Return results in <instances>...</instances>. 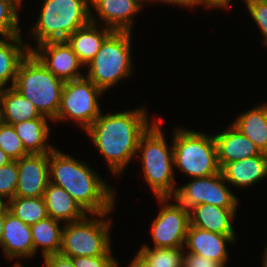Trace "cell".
<instances>
[{
	"instance_id": "obj_1",
	"label": "cell",
	"mask_w": 267,
	"mask_h": 267,
	"mask_svg": "<svg viewBox=\"0 0 267 267\" xmlns=\"http://www.w3.org/2000/svg\"><path fill=\"white\" fill-rule=\"evenodd\" d=\"M148 111L144 106L133 110L103 114L85 130L94 147L104 157L110 174L120 177L136 157L141 135L150 127Z\"/></svg>"
},
{
	"instance_id": "obj_2",
	"label": "cell",
	"mask_w": 267,
	"mask_h": 267,
	"mask_svg": "<svg viewBox=\"0 0 267 267\" xmlns=\"http://www.w3.org/2000/svg\"><path fill=\"white\" fill-rule=\"evenodd\" d=\"M49 182L62 187L88 214L112 212L116 188L90 165L54 148L49 153Z\"/></svg>"
},
{
	"instance_id": "obj_3",
	"label": "cell",
	"mask_w": 267,
	"mask_h": 267,
	"mask_svg": "<svg viewBox=\"0 0 267 267\" xmlns=\"http://www.w3.org/2000/svg\"><path fill=\"white\" fill-rule=\"evenodd\" d=\"M161 122L162 120L157 118L141 135L136 154L142 164L143 178L156 198L173 197L177 191L173 143L169 146L165 140Z\"/></svg>"
},
{
	"instance_id": "obj_4",
	"label": "cell",
	"mask_w": 267,
	"mask_h": 267,
	"mask_svg": "<svg viewBox=\"0 0 267 267\" xmlns=\"http://www.w3.org/2000/svg\"><path fill=\"white\" fill-rule=\"evenodd\" d=\"M64 83L30 51L18 66L13 87L31 101L41 115L54 121L60 108Z\"/></svg>"
},
{
	"instance_id": "obj_5",
	"label": "cell",
	"mask_w": 267,
	"mask_h": 267,
	"mask_svg": "<svg viewBox=\"0 0 267 267\" xmlns=\"http://www.w3.org/2000/svg\"><path fill=\"white\" fill-rule=\"evenodd\" d=\"M39 17L32 26L35 46L48 41L66 40L91 21L90 0H42Z\"/></svg>"
},
{
	"instance_id": "obj_6",
	"label": "cell",
	"mask_w": 267,
	"mask_h": 267,
	"mask_svg": "<svg viewBox=\"0 0 267 267\" xmlns=\"http://www.w3.org/2000/svg\"><path fill=\"white\" fill-rule=\"evenodd\" d=\"M132 32L113 31L96 56L85 66V77L104 93L133 75ZM116 84V85H115Z\"/></svg>"
},
{
	"instance_id": "obj_7",
	"label": "cell",
	"mask_w": 267,
	"mask_h": 267,
	"mask_svg": "<svg viewBox=\"0 0 267 267\" xmlns=\"http://www.w3.org/2000/svg\"><path fill=\"white\" fill-rule=\"evenodd\" d=\"M176 128L171 141L174 169L189 178L207 177L221 172L213 135L182 126Z\"/></svg>"
},
{
	"instance_id": "obj_8",
	"label": "cell",
	"mask_w": 267,
	"mask_h": 267,
	"mask_svg": "<svg viewBox=\"0 0 267 267\" xmlns=\"http://www.w3.org/2000/svg\"><path fill=\"white\" fill-rule=\"evenodd\" d=\"M112 212L88 214L80 220L63 224L60 254L75 258L113 255L110 235Z\"/></svg>"
},
{
	"instance_id": "obj_9",
	"label": "cell",
	"mask_w": 267,
	"mask_h": 267,
	"mask_svg": "<svg viewBox=\"0 0 267 267\" xmlns=\"http://www.w3.org/2000/svg\"><path fill=\"white\" fill-rule=\"evenodd\" d=\"M104 92L86 77L64 83L61 104L53 122L74 121L85 131L101 114L98 98Z\"/></svg>"
},
{
	"instance_id": "obj_10",
	"label": "cell",
	"mask_w": 267,
	"mask_h": 267,
	"mask_svg": "<svg viewBox=\"0 0 267 267\" xmlns=\"http://www.w3.org/2000/svg\"><path fill=\"white\" fill-rule=\"evenodd\" d=\"M173 198L188 210L199 204L229 209H237L239 205V198L227 186L221 172L207 177L191 178L187 184L177 187Z\"/></svg>"
},
{
	"instance_id": "obj_11",
	"label": "cell",
	"mask_w": 267,
	"mask_h": 267,
	"mask_svg": "<svg viewBox=\"0 0 267 267\" xmlns=\"http://www.w3.org/2000/svg\"><path fill=\"white\" fill-rule=\"evenodd\" d=\"M173 202L170 203L169 201ZM160 208L151 221L153 248L184 247L190 225L189 210L173 197H157Z\"/></svg>"
},
{
	"instance_id": "obj_12",
	"label": "cell",
	"mask_w": 267,
	"mask_h": 267,
	"mask_svg": "<svg viewBox=\"0 0 267 267\" xmlns=\"http://www.w3.org/2000/svg\"><path fill=\"white\" fill-rule=\"evenodd\" d=\"M28 49L50 72L64 82L85 77L80 71L84 65L66 40L48 41L35 47L28 44Z\"/></svg>"
},
{
	"instance_id": "obj_13",
	"label": "cell",
	"mask_w": 267,
	"mask_h": 267,
	"mask_svg": "<svg viewBox=\"0 0 267 267\" xmlns=\"http://www.w3.org/2000/svg\"><path fill=\"white\" fill-rule=\"evenodd\" d=\"M17 168L15 197H42L49 182V153L23 156Z\"/></svg>"
},
{
	"instance_id": "obj_14",
	"label": "cell",
	"mask_w": 267,
	"mask_h": 267,
	"mask_svg": "<svg viewBox=\"0 0 267 267\" xmlns=\"http://www.w3.org/2000/svg\"><path fill=\"white\" fill-rule=\"evenodd\" d=\"M143 6L139 0H90L91 22H99L95 16L98 15L103 22L101 25L113 31L132 32L133 19ZM93 10L96 14H92Z\"/></svg>"
},
{
	"instance_id": "obj_15",
	"label": "cell",
	"mask_w": 267,
	"mask_h": 267,
	"mask_svg": "<svg viewBox=\"0 0 267 267\" xmlns=\"http://www.w3.org/2000/svg\"><path fill=\"white\" fill-rule=\"evenodd\" d=\"M0 247L9 261L34 257L30 225L12 214L5 205Z\"/></svg>"
},
{
	"instance_id": "obj_16",
	"label": "cell",
	"mask_w": 267,
	"mask_h": 267,
	"mask_svg": "<svg viewBox=\"0 0 267 267\" xmlns=\"http://www.w3.org/2000/svg\"><path fill=\"white\" fill-rule=\"evenodd\" d=\"M236 236L222 235L189 225L184 251L215 260L226 267L229 258L226 246H228V243L229 245L235 243Z\"/></svg>"
},
{
	"instance_id": "obj_17",
	"label": "cell",
	"mask_w": 267,
	"mask_h": 267,
	"mask_svg": "<svg viewBox=\"0 0 267 267\" xmlns=\"http://www.w3.org/2000/svg\"><path fill=\"white\" fill-rule=\"evenodd\" d=\"M220 168L226 163L259 155L261 150L232 124L214 134Z\"/></svg>"
},
{
	"instance_id": "obj_18",
	"label": "cell",
	"mask_w": 267,
	"mask_h": 267,
	"mask_svg": "<svg viewBox=\"0 0 267 267\" xmlns=\"http://www.w3.org/2000/svg\"><path fill=\"white\" fill-rule=\"evenodd\" d=\"M226 182L237 188L251 187L267 176V153L226 163L221 168Z\"/></svg>"
},
{
	"instance_id": "obj_19",
	"label": "cell",
	"mask_w": 267,
	"mask_h": 267,
	"mask_svg": "<svg viewBox=\"0 0 267 267\" xmlns=\"http://www.w3.org/2000/svg\"><path fill=\"white\" fill-rule=\"evenodd\" d=\"M237 209L199 204L189 210L190 225L222 235H236L233 222Z\"/></svg>"
},
{
	"instance_id": "obj_20",
	"label": "cell",
	"mask_w": 267,
	"mask_h": 267,
	"mask_svg": "<svg viewBox=\"0 0 267 267\" xmlns=\"http://www.w3.org/2000/svg\"><path fill=\"white\" fill-rule=\"evenodd\" d=\"M112 32V29L100 25V22L90 21L69 35L66 41L85 67L96 56L104 40Z\"/></svg>"
},
{
	"instance_id": "obj_21",
	"label": "cell",
	"mask_w": 267,
	"mask_h": 267,
	"mask_svg": "<svg viewBox=\"0 0 267 267\" xmlns=\"http://www.w3.org/2000/svg\"><path fill=\"white\" fill-rule=\"evenodd\" d=\"M22 36H0V90L14 86L18 66L30 52Z\"/></svg>"
},
{
	"instance_id": "obj_22",
	"label": "cell",
	"mask_w": 267,
	"mask_h": 267,
	"mask_svg": "<svg viewBox=\"0 0 267 267\" xmlns=\"http://www.w3.org/2000/svg\"><path fill=\"white\" fill-rule=\"evenodd\" d=\"M43 198L49 217L65 223L77 221L88 213L62 187L48 182Z\"/></svg>"
},
{
	"instance_id": "obj_23",
	"label": "cell",
	"mask_w": 267,
	"mask_h": 267,
	"mask_svg": "<svg viewBox=\"0 0 267 267\" xmlns=\"http://www.w3.org/2000/svg\"><path fill=\"white\" fill-rule=\"evenodd\" d=\"M1 122L13 125L35 118H48L40 114L35 105L13 86L0 90Z\"/></svg>"
},
{
	"instance_id": "obj_24",
	"label": "cell",
	"mask_w": 267,
	"mask_h": 267,
	"mask_svg": "<svg viewBox=\"0 0 267 267\" xmlns=\"http://www.w3.org/2000/svg\"><path fill=\"white\" fill-rule=\"evenodd\" d=\"M49 121L53 122L49 118H35L12 125L29 154L50 153L55 148L47 143L51 133Z\"/></svg>"
},
{
	"instance_id": "obj_25",
	"label": "cell",
	"mask_w": 267,
	"mask_h": 267,
	"mask_svg": "<svg viewBox=\"0 0 267 267\" xmlns=\"http://www.w3.org/2000/svg\"><path fill=\"white\" fill-rule=\"evenodd\" d=\"M260 150L267 153V104L262 103L238 115L231 123Z\"/></svg>"
},
{
	"instance_id": "obj_26",
	"label": "cell",
	"mask_w": 267,
	"mask_h": 267,
	"mask_svg": "<svg viewBox=\"0 0 267 267\" xmlns=\"http://www.w3.org/2000/svg\"><path fill=\"white\" fill-rule=\"evenodd\" d=\"M61 223V221L48 216L30 226L34 246V256L39 252L37 251L39 249H41L40 254H42V257L60 253L63 230V226L60 228Z\"/></svg>"
},
{
	"instance_id": "obj_27",
	"label": "cell",
	"mask_w": 267,
	"mask_h": 267,
	"mask_svg": "<svg viewBox=\"0 0 267 267\" xmlns=\"http://www.w3.org/2000/svg\"><path fill=\"white\" fill-rule=\"evenodd\" d=\"M5 206L12 214L30 226L48 217L43 196L14 197Z\"/></svg>"
},
{
	"instance_id": "obj_28",
	"label": "cell",
	"mask_w": 267,
	"mask_h": 267,
	"mask_svg": "<svg viewBox=\"0 0 267 267\" xmlns=\"http://www.w3.org/2000/svg\"><path fill=\"white\" fill-rule=\"evenodd\" d=\"M184 247L179 248H153L149 245H142L138 253L152 267H183Z\"/></svg>"
},
{
	"instance_id": "obj_29",
	"label": "cell",
	"mask_w": 267,
	"mask_h": 267,
	"mask_svg": "<svg viewBox=\"0 0 267 267\" xmlns=\"http://www.w3.org/2000/svg\"><path fill=\"white\" fill-rule=\"evenodd\" d=\"M19 7L11 0H0V36L21 35Z\"/></svg>"
},
{
	"instance_id": "obj_30",
	"label": "cell",
	"mask_w": 267,
	"mask_h": 267,
	"mask_svg": "<svg viewBox=\"0 0 267 267\" xmlns=\"http://www.w3.org/2000/svg\"><path fill=\"white\" fill-rule=\"evenodd\" d=\"M0 149L10 156L12 160H19L29 154L16 134L14 127L3 122L0 123Z\"/></svg>"
},
{
	"instance_id": "obj_31",
	"label": "cell",
	"mask_w": 267,
	"mask_h": 267,
	"mask_svg": "<svg viewBox=\"0 0 267 267\" xmlns=\"http://www.w3.org/2000/svg\"><path fill=\"white\" fill-rule=\"evenodd\" d=\"M17 183V160H13L0 167V204L5 205L15 197Z\"/></svg>"
},
{
	"instance_id": "obj_32",
	"label": "cell",
	"mask_w": 267,
	"mask_h": 267,
	"mask_svg": "<svg viewBox=\"0 0 267 267\" xmlns=\"http://www.w3.org/2000/svg\"><path fill=\"white\" fill-rule=\"evenodd\" d=\"M252 20L257 24L261 36L262 44L267 46V0H244Z\"/></svg>"
},
{
	"instance_id": "obj_33",
	"label": "cell",
	"mask_w": 267,
	"mask_h": 267,
	"mask_svg": "<svg viewBox=\"0 0 267 267\" xmlns=\"http://www.w3.org/2000/svg\"><path fill=\"white\" fill-rule=\"evenodd\" d=\"M114 255H100L95 257L80 256L72 258L74 267H119V261Z\"/></svg>"
},
{
	"instance_id": "obj_34",
	"label": "cell",
	"mask_w": 267,
	"mask_h": 267,
	"mask_svg": "<svg viewBox=\"0 0 267 267\" xmlns=\"http://www.w3.org/2000/svg\"><path fill=\"white\" fill-rule=\"evenodd\" d=\"M183 267H224L220 262L194 253L184 252Z\"/></svg>"
},
{
	"instance_id": "obj_35",
	"label": "cell",
	"mask_w": 267,
	"mask_h": 267,
	"mask_svg": "<svg viewBox=\"0 0 267 267\" xmlns=\"http://www.w3.org/2000/svg\"><path fill=\"white\" fill-rule=\"evenodd\" d=\"M45 267H74L72 258L66 257L60 253L43 256Z\"/></svg>"
},
{
	"instance_id": "obj_36",
	"label": "cell",
	"mask_w": 267,
	"mask_h": 267,
	"mask_svg": "<svg viewBox=\"0 0 267 267\" xmlns=\"http://www.w3.org/2000/svg\"><path fill=\"white\" fill-rule=\"evenodd\" d=\"M157 3H166V5L170 4L171 5H177L180 7H185L186 8H194V7H199L201 5V0H155Z\"/></svg>"
},
{
	"instance_id": "obj_37",
	"label": "cell",
	"mask_w": 267,
	"mask_h": 267,
	"mask_svg": "<svg viewBox=\"0 0 267 267\" xmlns=\"http://www.w3.org/2000/svg\"><path fill=\"white\" fill-rule=\"evenodd\" d=\"M231 2L233 0H201V7L204 6L206 9H226L228 10L231 7Z\"/></svg>"
},
{
	"instance_id": "obj_38",
	"label": "cell",
	"mask_w": 267,
	"mask_h": 267,
	"mask_svg": "<svg viewBox=\"0 0 267 267\" xmlns=\"http://www.w3.org/2000/svg\"><path fill=\"white\" fill-rule=\"evenodd\" d=\"M136 253L128 267H152L138 252Z\"/></svg>"
},
{
	"instance_id": "obj_39",
	"label": "cell",
	"mask_w": 267,
	"mask_h": 267,
	"mask_svg": "<svg viewBox=\"0 0 267 267\" xmlns=\"http://www.w3.org/2000/svg\"><path fill=\"white\" fill-rule=\"evenodd\" d=\"M13 161L2 149H0V167Z\"/></svg>"
},
{
	"instance_id": "obj_40",
	"label": "cell",
	"mask_w": 267,
	"mask_h": 267,
	"mask_svg": "<svg viewBox=\"0 0 267 267\" xmlns=\"http://www.w3.org/2000/svg\"><path fill=\"white\" fill-rule=\"evenodd\" d=\"M3 222H4V205L0 204V239L3 231Z\"/></svg>"
},
{
	"instance_id": "obj_41",
	"label": "cell",
	"mask_w": 267,
	"mask_h": 267,
	"mask_svg": "<svg viewBox=\"0 0 267 267\" xmlns=\"http://www.w3.org/2000/svg\"><path fill=\"white\" fill-rule=\"evenodd\" d=\"M262 267H267V251L264 249V253L262 255Z\"/></svg>"
},
{
	"instance_id": "obj_42",
	"label": "cell",
	"mask_w": 267,
	"mask_h": 267,
	"mask_svg": "<svg viewBox=\"0 0 267 267\" xmlns=\"http://www.w3.org/2000/svg\"><path fill=\"white\" fill-rule=\"evenodd\" d=\"M12 2H14L19 8H21L23 0H11Z\"/></svg>"
},
{
	"instance_id": "obj_43",
	"label": "cell",
	"mask_w": 267,
	"mask_h": 267,
	"mask_svg": "<svg viewBox=\"0 0 267 267\" xmlns=\"http://www.w3.org/2000/svg\"><path fill=\"white\" fill-rule=\"evenodd\" d=\"M139 1H141L143 4H147V2L148 3H151V2H154L155 3V0H139Z\"/></svg>"
},
{
	"instance_id": "obj_44",
	"label": "cell",
	"mask_w": 267,
	"mask_h": 267,
	"mask_svg": "<svg viewBox=\"0 0 267 267\" xmlns=\"http://www.w3.org/2000/svg\"><path fill=\"white\" fill-rule=\"evenodd\" d=\"M12 267H23V266L20 262H16L15 260V264Z\"/></svg>"
}]
</instances>
